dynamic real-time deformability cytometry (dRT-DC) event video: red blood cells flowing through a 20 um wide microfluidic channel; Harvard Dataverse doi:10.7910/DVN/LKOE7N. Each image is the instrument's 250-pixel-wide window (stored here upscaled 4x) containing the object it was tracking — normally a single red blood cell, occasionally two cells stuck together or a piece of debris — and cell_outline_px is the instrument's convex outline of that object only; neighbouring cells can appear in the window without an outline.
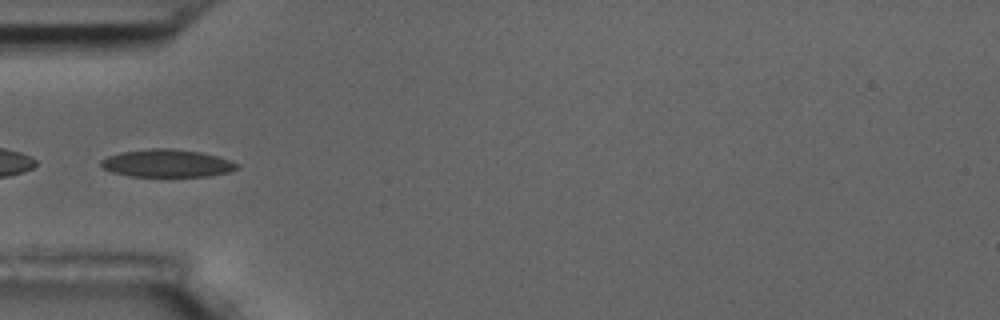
{"species": "common noctule bat (a hibernating species)", "species_latin": "Nyctalus noctula", "temperature_condition": "room temperature", "stored_images_in_passage": 5, "camera_frame_rate_fps": 3000, "um_per_image_px": 0.085, "animal": {"sex": "male", "body_mass_g": 17.5, "forearm_length_mm": 52.3}, "frame": {"image": 1, "passage_image": 4, "time_ms": 3.333, "image_size_px": [1000, 320], "cell_outline_px": [[240, 168], [228, 172], [212, 176], [128, 176], [112, 172], [100, 168], [100, 160], [108, 156], [120, 152], [152, 148], [176, 148], [200, 152], [232, 160], [240, 164]], "centroid_in_image_um": [14.2, 13.87], "position_along_channel_um": 70.8, "area_um2": 22.25}}